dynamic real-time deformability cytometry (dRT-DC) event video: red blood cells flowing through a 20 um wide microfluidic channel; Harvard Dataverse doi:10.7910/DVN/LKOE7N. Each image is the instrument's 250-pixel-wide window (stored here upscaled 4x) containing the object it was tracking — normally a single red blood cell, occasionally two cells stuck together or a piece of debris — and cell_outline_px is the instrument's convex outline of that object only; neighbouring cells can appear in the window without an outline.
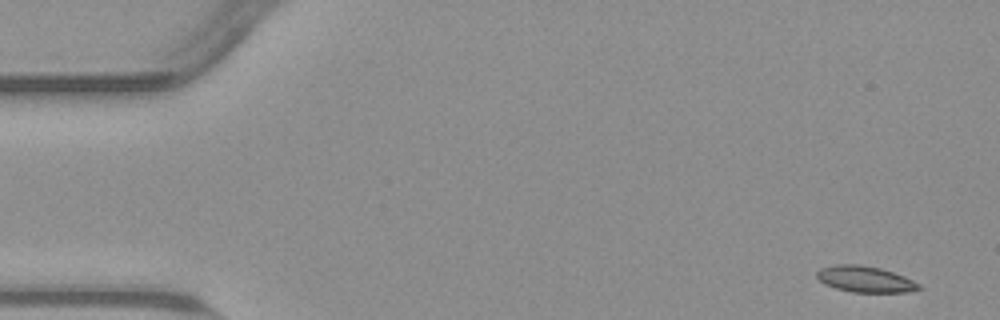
{"species": "common noctule bat (a hibernating species)", "species_latin": "Nyctalus noctula", "temperature_condition": "warm", "stored_images_in_passage": 53, "camera_frame_rate_fps": 3000, "um_per_image_px": 0.085, "animal": {"sex": "male", "body_mass_g": 23.1, "forearm_length_mm": 52.7}, "frame": {"image": 1, "passage_image": 1, "time_ms": 0.0, "image_size_px": [1000, 320], "cell_outline_px": [[924, 288], [908, 292], [852, 292], [836, 288], [824, 284], [816, 276], [816, 272], [820, 268], [836, 264], [860, 264], [880, 268], [904, 276], [920, 284]], "centroid_in_image_um": [73.54, 23.73], "position_along_channel_um": 11.5, "area_um2": 15.61}}
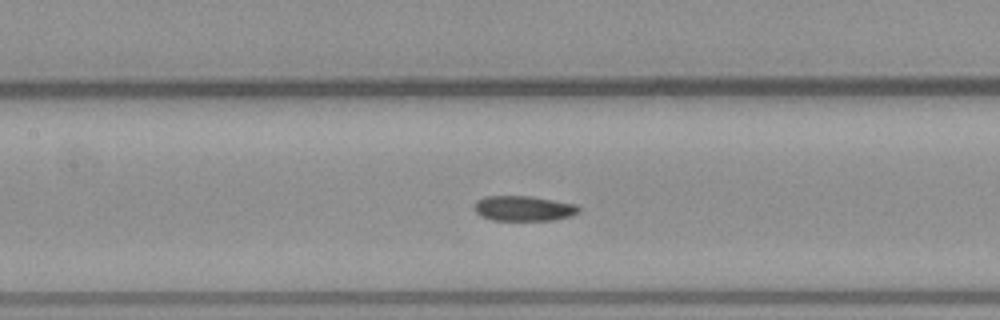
{"frame": {"image": 2, "passage_image": 23, "time_ms": 7.333, "image_size_px": [1000, 320], "cell_outline_px": [[580, 212], [572, 216], [552, 220], [492, 220], [480, 216], [472, 208], [472, 204], [476, 200], [484, 196], [532, 196], [576, 204], [580, 208]], "centroid_in_image_um": [44.47, 17.71], "position_along_channel_um": 162.9, "area_um2": 15.61}}
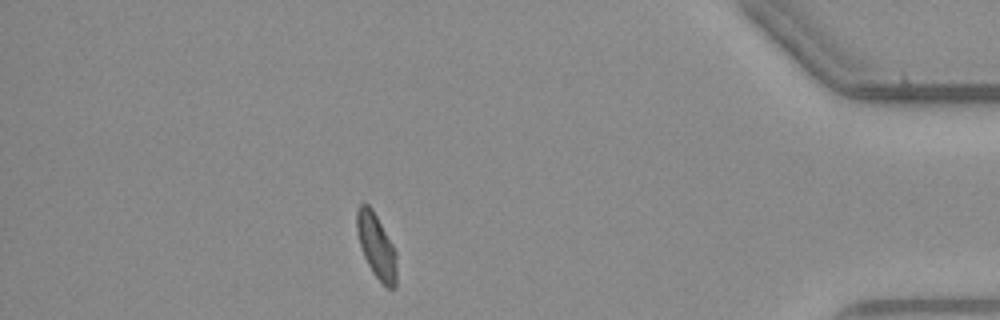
{"frame": {"image": 3, "passage_image": 46, "time_ms": 15.0, "image_size_px": [1000, 320], "cell_outline_px": [[396, 288], [388, 288], [372, 272], [364, 256], [356, 232], [356, 208], [360, 204], [368, 204], [372, 208], [392, 244], [396, 252]], "centroid_in_image_um": [31.98, 20.89], "position_along_channel_um": 403.2, "area_um2": 14.85}, "authors_computed_cell_mechanics": {"area_um2": 15.606, "velocity_mm_per_s": 3.7779, "shape_relaxation_time_tau1_ms": 7.9616, "shape_relaxation_time_tau2_ms": 2.8835, "deformation_change_tau1": 0.1513, "deformation_change_tau2": 0.0639}}